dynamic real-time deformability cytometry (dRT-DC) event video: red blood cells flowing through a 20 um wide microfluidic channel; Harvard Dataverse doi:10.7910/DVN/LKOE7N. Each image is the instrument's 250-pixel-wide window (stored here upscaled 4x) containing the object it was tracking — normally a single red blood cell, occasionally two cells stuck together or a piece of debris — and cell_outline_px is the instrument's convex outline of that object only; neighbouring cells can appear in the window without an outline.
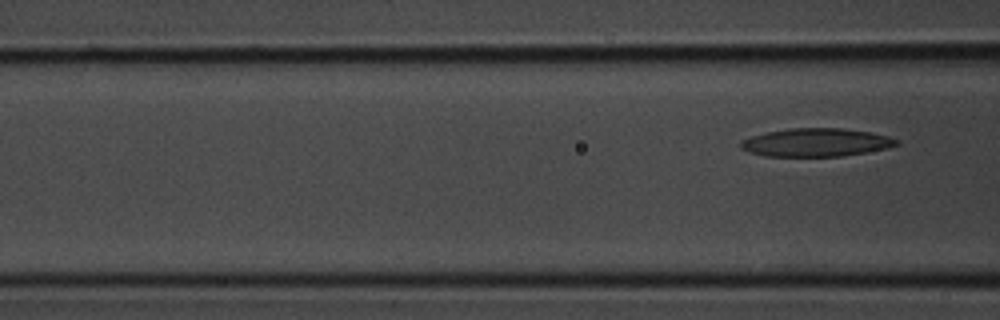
{"species": "common noctule bat (a hibernating species)", "species_latin": "Nyctalus noctula", "temperature_condition": "room temperature", "stored_images_in_passage": 5, "camera_frame_rate_fps": 3000, "um_per_image_px": 0.085, "animal": {"sex": "male", "body_mass_g": 20.1, "forearm_length_mm": 53.5}, "frame": {"image": 1, "passage_image": 5, "time_ms": 1.333, "image_size_px": [1000, 320], "cell_outline_px": [[900, 144], [884, 148], [844, 156], [764, 156], [748, 152], [740, 148], [740, 140], [752, 136], [768, 132], [792, 128], [840, 128], [868, 132], [888, 136], [900, 140]], "centroid_in_image_um": [69.33, 12.11], "position_along_channel_um": 97.3, "area_um2": 25.43}}